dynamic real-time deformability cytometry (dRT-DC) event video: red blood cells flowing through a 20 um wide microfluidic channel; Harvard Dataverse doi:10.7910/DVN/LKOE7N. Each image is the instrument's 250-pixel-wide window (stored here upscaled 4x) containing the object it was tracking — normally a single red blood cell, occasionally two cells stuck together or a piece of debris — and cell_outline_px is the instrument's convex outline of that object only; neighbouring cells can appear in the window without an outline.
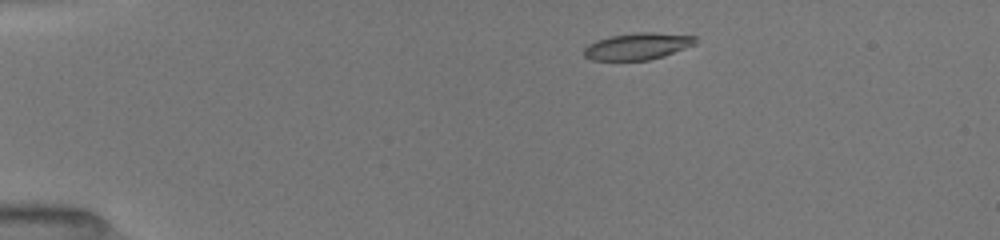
{"species": "common noctule bat (a hibernating species)", "species_latin": "Nyctalus noctula", "temperature_condition": "room temperature", "stored_images_in_passage": 42, "camera_frame_rate_fps": 3000, "um_per_image_px": 0.085, "animal": {"sex": "female", "body_mass_g": 19.5, "forearm_length_mm": 54.1}, "frame": {"image": 1, "passage_image": 1, "time_ms": 0.0, "image_size_px": [1000, 240], "cell_outline_px": [[696, 44], [664, 56], [648, 60], [592, 60], [584, 56], [584, 48], [588, 44], [596, 40], [608, 36], [636, 32], [652, 32], [696, 36]], "centroid_in_image_um": [54.18, 3.92], "position_along_channel_um": 30.8, "area_um2": 17.46}}
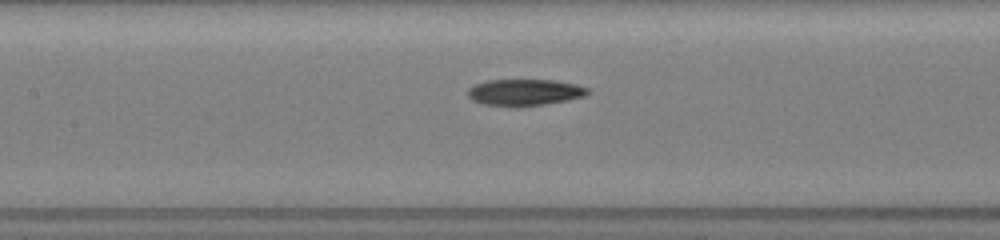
{"frame": {"image": 2, "passage_image": 16, "time_ms": 5.0, "image_size_px": [1000, 240], "cell_outline_px": [[592, 92], [584, 96], [568, 100], [544, 104], [516, 108], [484, 104], [472, 100], [468, 96], [468, 88], [472, 84], [488, 80], [552, 80], [576, 84], [588, 88]], "centroid_in_image_um": [44.57, 7.86], "position_along_channel_um": 162.8, "area_um2": 18.84}}
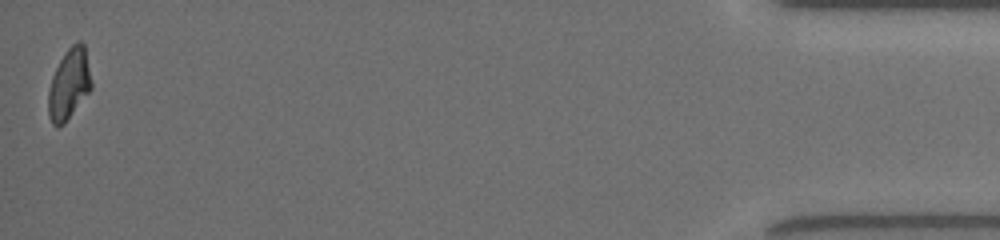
{"frame": {"image": 3, "passage_image": 42, "time_ms": 13.667, "image_size_px": [1000, 240], "cell_outline_px": [[92, 88], [64, 124], [56, 128], [52, 124], [48, 116], [48, 92], [52, 76], [60, 60], [68, 48], [76, 40], [80, 40], [84, 44], [92, 80]], "centroid_in_image_um": [5.87, 7.16], "position_along_channel_um": 429.3, "area_um2": 17.86}, "authors_computed_cell_mechanics": {"area_um2": 18.4093, "velocity_mm_per_s": 4.0427, "shape_relaxation_time_tau1_ms": 9.3192, "shape_relaxation_time_tau2_ms": 6.6841, "deformation_change_tau1": 0.2543, "deformation_change_tau2": 0.1461}}